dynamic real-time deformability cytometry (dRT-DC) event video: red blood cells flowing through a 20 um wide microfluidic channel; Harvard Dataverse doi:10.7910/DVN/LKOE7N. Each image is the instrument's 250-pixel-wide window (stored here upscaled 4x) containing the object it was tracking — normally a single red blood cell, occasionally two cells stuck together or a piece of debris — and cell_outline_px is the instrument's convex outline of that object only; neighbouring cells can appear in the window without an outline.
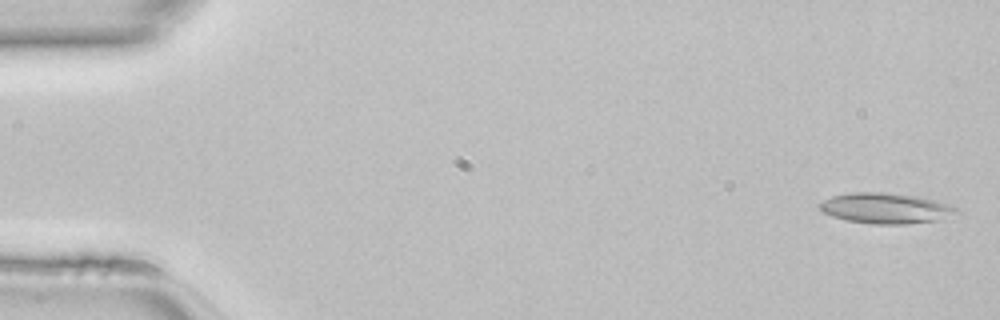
{"species": "common noctule bat (a hibernating species)", "species_latin": "Nyctalus noctula", "temperature_condition": "room temperature", "stored_images_in_passage": 46, "camera_frame_rate_fps": 3000, "um_per_image_px": 0.085, "animal": {"sex": "female", "body_mass_g": 22.7, "forearm_length_mm": 54.2}, "frame": {"image": 1, "passage_image": 1, "time_ms": 0.0, "image_size_px": [1000, 320], "cell_outline_px": [[960, 212], [940, 220], [908, 224], [872, 224], [848, 220], [832, 216], [824, 212], [820, 208], [820, 204], [824, 200], [832, 196], [852, 192], [880, 192], [916, 196], [948, 204], [956, 208]], "centroid_in_image_um": [75.3, 17.71], "position_along_channel_um": 9.7, "area_um2": 24.1}}
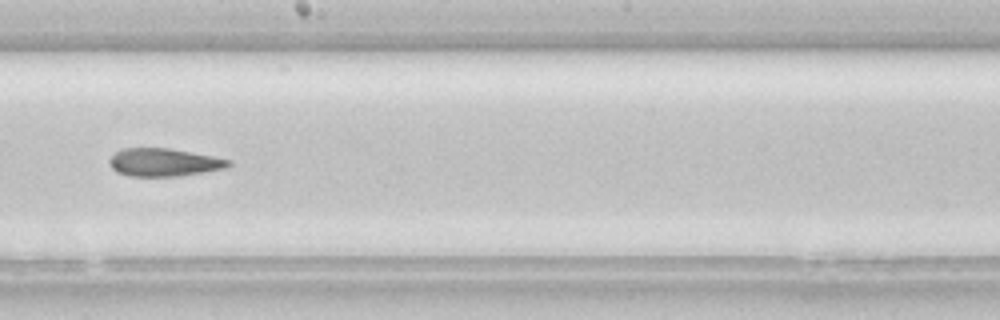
{"frame": {"image": 2, "passage_image": 26, "time_ms": 8.333, "image_size_px": [1000, 320], "cell_outline_px": [[232, 164], [228, 168], [180, 176], [128, 176], [116, 172], [108, 164], [108, 160], [116, 152], [124, 148], [168, 148], [212, 156], [232, 160]], "centroid_in_image_um": [13.94, 13.81], "position_along_channel_um": 234.3, "area_um2": 19.48}}
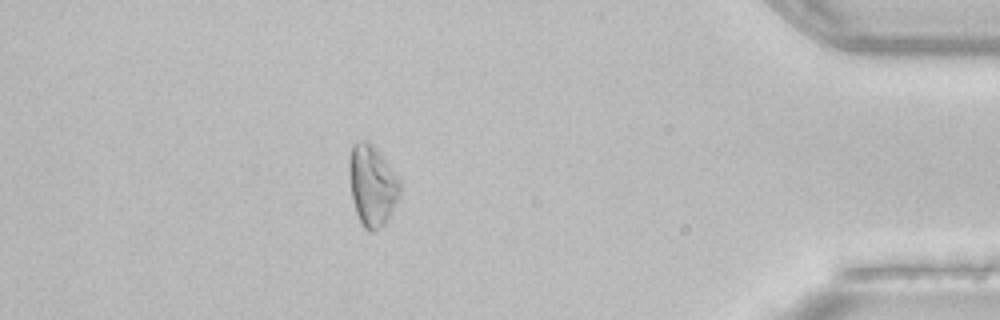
{"frame": {"image": 3, "passage_image": 41, "time_ms": 13.333, "image_size_px": [1000, 320], "cell_outline_px": [[400, 192], [388, 220], [380, 228], [372, 232], [364, 228], [356, 212], [352, 200], [348, 172], [348, 160], [352, 144], [360, 140], [368, 140], [376, 148], [400, 180]], "centroid_in_image_um": [31.6, 15.74], "position_along_channel_um": 403.6, "area_um2": 23.99}}